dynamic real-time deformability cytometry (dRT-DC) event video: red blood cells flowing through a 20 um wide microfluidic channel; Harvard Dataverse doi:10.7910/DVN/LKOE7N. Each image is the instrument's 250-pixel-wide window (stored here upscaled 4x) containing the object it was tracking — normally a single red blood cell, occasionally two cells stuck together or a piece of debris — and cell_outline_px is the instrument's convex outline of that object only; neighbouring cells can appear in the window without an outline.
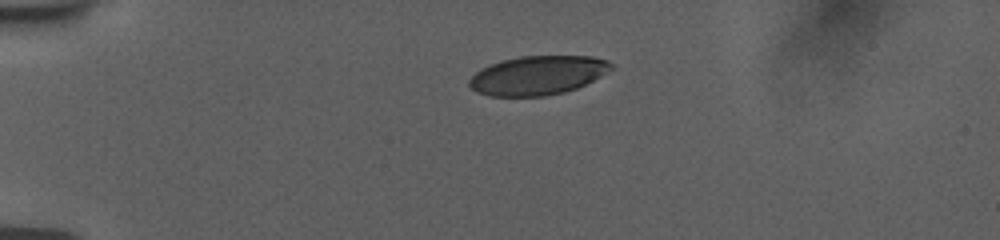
{"species": "human", "species_latin": "Homo sapiens", "temperature_condition": "room temperature", "stored_images_in_passage": 43, "camera_frame_rate_fps": 3000, "um_per_image_px": 0.085, "donor": {"sex": "female"}, "frame": {"image": 1, "passage_image": 1, "time_ms": 0.0, "image_size_px": [1000, 240], "cell_outline_px": [[612, 68], [600, 76], [576, 88], [564, 92], [544, 96], [488, 96], [476, 92], [468, 84], [468, 80], [480, 68], [504, 60], [520, 56], [592, 56], [608, 60], [612, 64]], "centroid_in_image_um": [45.68, 6.4], "position_along_channel_um": 39.3, "area_um2": 32.08}}
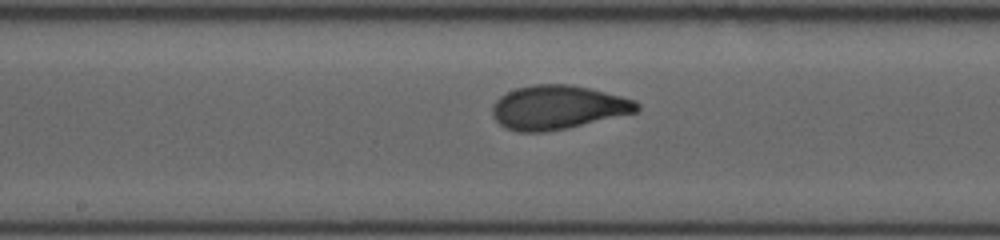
{"frame": {"image": 2, "passage_image": 18, "time_ms": 5.667, "image_size_px": [1000, 240], "cell_outline_px": [[640, 108], [636, 112], [564, 128], [544, 132], [520, 132], [504, 128], [492, 116], [492, 104], [500, 96], [516, 88], [536, 84], [572, 84], [636, 100], [640, 104]], "centroid_in_image_um": [47.37, 9.12], "position_along_channel_um": 200.8, "area_um2": 36.7}}
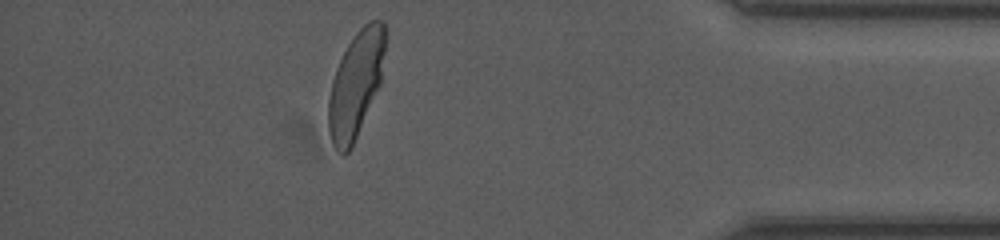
{"frame": {"image": 3, "passage_image": 37, "time_ms": 12.0, "image_size_px": [1000, 240], "cell_outline_px": [[384, 52], [380, 84], [352, 148], [344, 156], [332, 144], [328, 128], [328, 100], [332, 80], [336, 68], [348, 44], [356, 32], [368, 20], [384, 20]], "centroid_in_image_um": [30.22, 7.19], "position_along_channel_um": 405.0, "area_um2": 34.8}, "authors_computed_cell_mechanics": {"area_um2": 35.6626, "velocity_mm_per_s": 3.764, "shape_relaxation_time_tau1_ms": 3.3632, "shape_relaxation_time_tau2_ms": null, "deformation_change_tau1": 0.1631, "deformation_change_tau2": null}}